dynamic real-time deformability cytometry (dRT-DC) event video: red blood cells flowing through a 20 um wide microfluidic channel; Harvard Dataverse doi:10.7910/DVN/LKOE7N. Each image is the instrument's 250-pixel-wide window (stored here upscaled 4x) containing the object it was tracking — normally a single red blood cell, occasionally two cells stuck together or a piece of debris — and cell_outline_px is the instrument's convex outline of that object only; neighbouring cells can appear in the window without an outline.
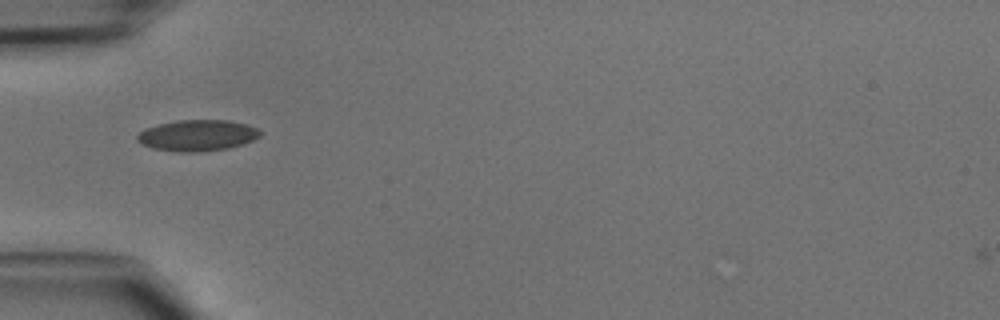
{"species": "common noctule bat (a hibernating species)", "species_latin": "Nyctalus noctula", "temperature_condition": "cold", "stored_images_in_passage": 33, "camera_frame_rate_fps": 3000, "um_per_image_px": 0.085, "animal": {"sex": "male", "body_mass_g": 15.6}, "frame": {"image": 1, "passage_image": 1, "time_ms": 0.0, "image_size_px": [1000, 320], "cell_outline_px": [[260, 136], [252, 140], [228, 148], [200, 152], [180, 152], [152, 148], [136, 140], [136, 136], [144, 128], [176, 120], [228, 120], [244, 124], [256, 128], [260, 132]], "centroid_in_image_um": [16.74, 11.51], "position_along_channel_um": 68.3, "area_um2": 22.08}}
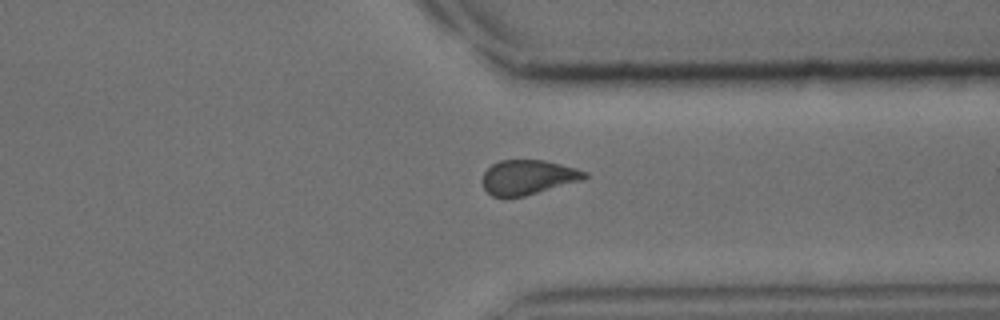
{"frame": {"image": 2, "passage_image": 22, "time_ms": 7.0, "image_size_px": [1000, 320], "cell_outline_px": [[588, 176], [584, 180], [524, 196], [492, 196], [484, 188], [484, 172], [492, 164], [500, 160], [544, 160], [576, 168], [588, 172]], "centroid_in_image_um": [44.93, 15.05], "position_along_channel_um": 366.5, "area_um2": 20.46}}
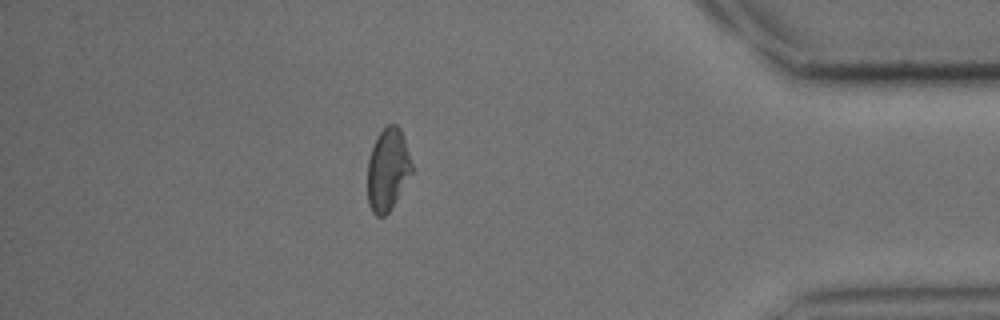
{"frame": {"image": 3, "passage_image": 27, "time_ms": 8.667, "image_size_px": [1000, 320], "cell_outline_px": [[412, 172], [388, 212], [384, 216], [376, 216], [372, 212], [368, 204], [368, 160], [372, 148], [380, 132], [388, 124], [396, 124], [400, 128], [412, 164]], "centroid_in_image_um": [32.94, 14.41], "position_along_channel_um": 402.3, "area_um2": 20.75}}